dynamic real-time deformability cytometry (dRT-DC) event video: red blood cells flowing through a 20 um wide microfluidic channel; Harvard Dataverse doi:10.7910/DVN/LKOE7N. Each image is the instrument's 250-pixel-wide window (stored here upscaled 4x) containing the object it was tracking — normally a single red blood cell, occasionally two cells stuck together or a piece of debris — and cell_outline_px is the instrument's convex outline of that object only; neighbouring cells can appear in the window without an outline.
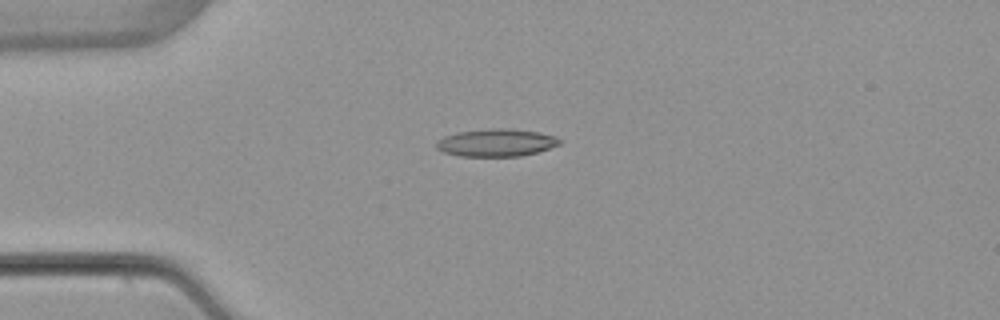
{"species": "common noctule bat (a hibernating species)", "species_latin": "Nyctalus noctula", "temperature_condition": "warm", "stored_images_in_passage": 5, "camera_frame_rate_fps": 3000, "um_per_image_px": 0.085, "animal": {"sex": "female", "body_mass_g": 22.7, "forearm_length_mm": 54.2}, "frame": {"image": 1, "passage_image": 4, "time_ms": 3.667, "image_size_px": [1000, 320], "cell_outline_px": [[560, 144], [536, 152], [520, 156], [460, 156], [444, 152], [436, 148], [436, 140], [444, 136], [456, 132], [488, 128], [512, 128], [540, 132], [556, 136], [560, 140]], "centroid_in_image_um": [42.16, 12.11], "position_along_channel_um": 42.8, "area_um2": 19.94}}